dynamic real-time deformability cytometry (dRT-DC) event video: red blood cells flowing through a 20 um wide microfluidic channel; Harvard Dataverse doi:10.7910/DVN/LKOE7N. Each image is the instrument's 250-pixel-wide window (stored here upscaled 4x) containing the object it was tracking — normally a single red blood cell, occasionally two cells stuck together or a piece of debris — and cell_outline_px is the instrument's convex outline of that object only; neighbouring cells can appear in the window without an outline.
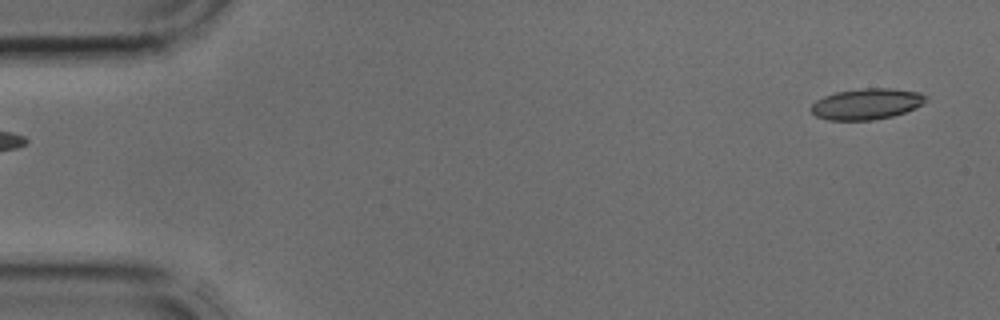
{"species": "common noctule bat (a hibernating species)", "species_latin": "Nyctalus noctula", "temperature_condition": "cold", "stored_images_in_passage": 4, "segment_of_instrument_passage": [2, 2], "camera_frame_rate_fps": 3000, "um_per_image_px": 0.085, "animal": {"sex": "male", "body_mass_g": 17.9, "forearm_length_mm": 54.2}, "frame": {"image": 1, "passage_image": 4, "time_ms": 1.0, "image_size_px": [1000, 320], "cell_outline_px": [[928, 100], [916, 108], [892, 116], [872, 120], [828, 120], [816, 116], [812, 112], [812, 104], [816, 100], [824, 96], [836, 92], [864, 88], [892, 88], [920, 92], [928, 96]], "centroid_in_image_um": [73.7, 8.83], "position_along_channel_um": 11.3, "area_um2": 20.75}}